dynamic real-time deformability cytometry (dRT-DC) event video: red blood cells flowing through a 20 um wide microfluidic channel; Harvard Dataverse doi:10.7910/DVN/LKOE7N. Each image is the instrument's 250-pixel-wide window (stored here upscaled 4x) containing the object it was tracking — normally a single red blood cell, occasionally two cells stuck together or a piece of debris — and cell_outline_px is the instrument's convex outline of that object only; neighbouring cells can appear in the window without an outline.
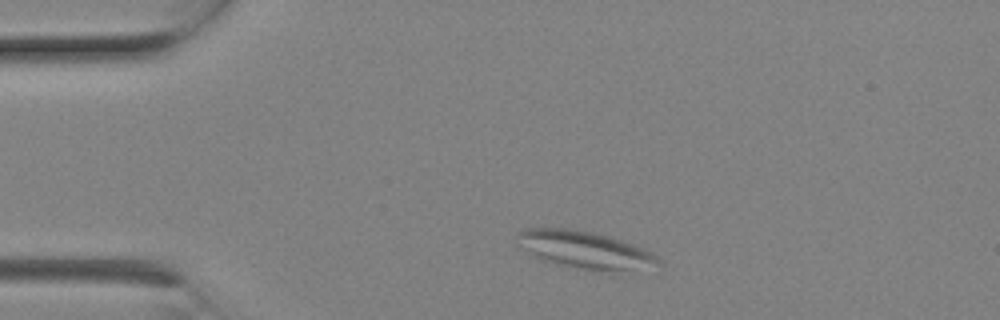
{"species": "Egyptian fruit bat (a non-hibernating species)", "species_latin": "Rousettus aegyptiacus", "temperature_condition": "room temperature", "stored_images_in_passage": 4, "camera_frame_rate_fps": 3000, "um_per_image_px": 0.085, "animal": {"sex": "female"}, "frame": {"image": 1, "passage_image": 1, "time_ms": 0.0, "image_size_px": [1000, 320], "cell_outline_px": [[664, 264], [612, 276], [544, 260], [528, 252], [516, 236], [516, 232], [524, 228], [576, 228], [608, 236], [644, 248], [652, 252]], "centroid_in_image_um": [49.85, 21.29], "position_along_channel_um": 35.1, "area_um2": 31.5}}